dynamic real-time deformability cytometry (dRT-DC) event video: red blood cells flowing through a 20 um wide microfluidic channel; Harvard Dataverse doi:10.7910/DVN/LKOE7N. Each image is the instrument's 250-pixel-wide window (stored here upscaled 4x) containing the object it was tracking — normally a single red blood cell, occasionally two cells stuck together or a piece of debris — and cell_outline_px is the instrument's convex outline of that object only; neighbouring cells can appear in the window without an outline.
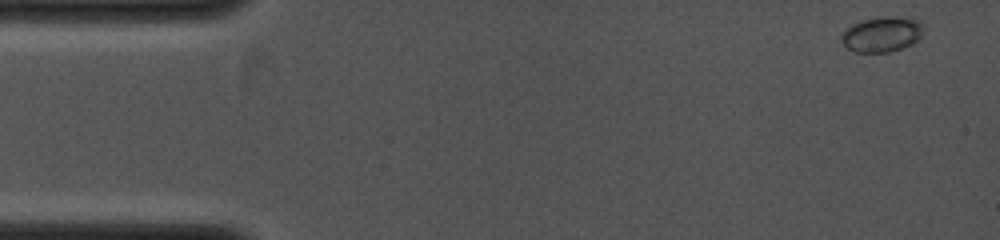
{"species": "common noctule bat (a hibernating species)", "species_latin": "Nyctalus noctula", "temperature_condition": "cold", "stored_images_in_passage": 7, "camera_frame_rate_fps": 4000, "um_per_image_px": 0.085, "animal": {"sex": "female", "body_mass_g": 19.0, "forearm_length_mm": 53.3}, "frame": {"image": 1, "passage_image": 1, "time_ms": 0.0, "image_size_px": [1000, 240], "cell_outline_px": [[924, 28], [920, 36], [912, 44], [888, 52], [856, 52], [848, 48], [840, 40], [840, 36], [844, 28], [852, 24], [864, 20], [880, 16], [892, 16], [920, 20], [924, 24]], "centroid_in_image_um": [74.94, 2.9], "position_along_channel_um": 10.1, "area_um2": 16.94}}
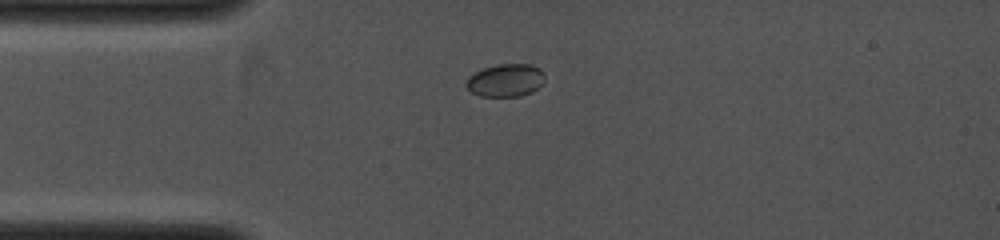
{"frame": {"image": 2, "passage_image": 5, "time_ms": 2.5, "image_size_px": [1000, 240], "cell_outline_px": [[544, 80], [532, 92], [520, 96], [480, 96], [472, 92], [464, 84], [468, 76], [484, 68], [500, 64], [528, 64], [540, 68], [544, 72]], "centroid_in_image_um": [42.96, 6.82], "position_along_channel_um": 42.0, "area_um2": 14.91}}
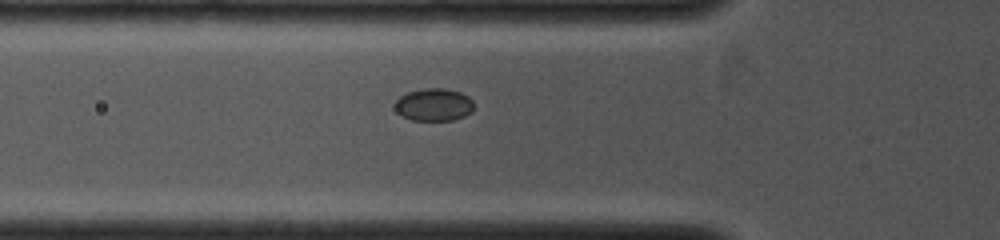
{"frame": {"image": 3, "passage_image": 7, "time_ms": 3.75, "image_size_px": [1000, 240], "cell_outline_px": [[472, 112], [464, 116], [452, 120], [412, 120], [396, 112], [396, 100], [400, 96], [408, 92], [424, 88], [444, 88], [460, 92], [468, 96], [472, 100]], "centroid_in_image_um": [36.88, 8.89], "position_along_channel_um": 88.9, "area_um2": 14.85}}